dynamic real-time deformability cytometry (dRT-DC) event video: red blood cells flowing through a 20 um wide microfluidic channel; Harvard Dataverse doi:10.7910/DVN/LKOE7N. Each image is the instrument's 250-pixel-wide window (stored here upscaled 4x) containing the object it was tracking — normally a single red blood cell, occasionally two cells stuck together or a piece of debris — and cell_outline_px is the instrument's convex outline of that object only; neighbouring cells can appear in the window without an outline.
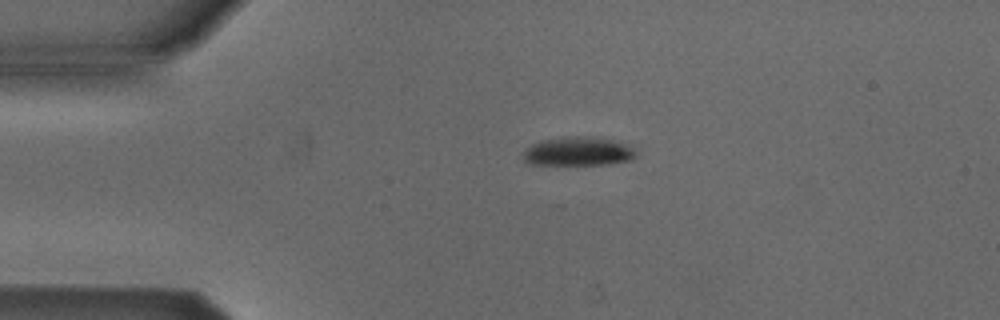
{"species": "Egyptian fruit bat (a non-hibernating species)", "species_latin": "Rousettus aegyptiacus", "temperature_condition": "cold", "stored_images_in_passage": 42, "camera_frame_rate_fps": 3000, "um_per_image_px": 0.085, "animal": {"sex": "male"}, "frame": {"image": 1, "passage_image": 1, "time_ms": 0.0, "image_size_px": [1000, 320], "cell_outline_px": [[636, 156], [632, 160], [608, 164], [528, 164], [524, 160], [524, 152], [532, 144], [540, 140], [564, 136], [600, 136], [628, 144], [636, 148]], "centroid_in_image_um": [49.21, 12.84], "position_along_channel_um": 35.8, "area_um2": 19.31}}
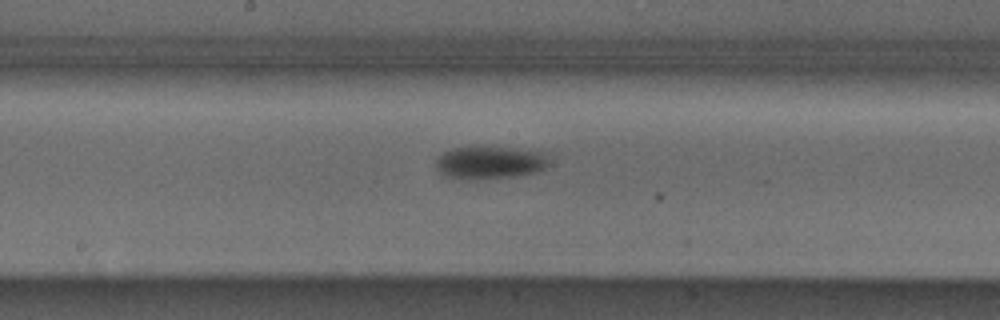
{"frame": {"image": 2, "passage_image": 17, "time_ms": 5.333, "image_size_px": [1000, 320], "cell_outline_px": [[548, 164], [544, 168], [536, 172], [516, 176], [472, 180], [444, 176], [436, 168], [436, 160], [444, 152], [452, 148], [512, 148], [544, 152], [548, 156]], "centroid_in_image_um": [41.64, 13.84], "position_along_channel_um": 206.6, "area_um2": 21.33}}
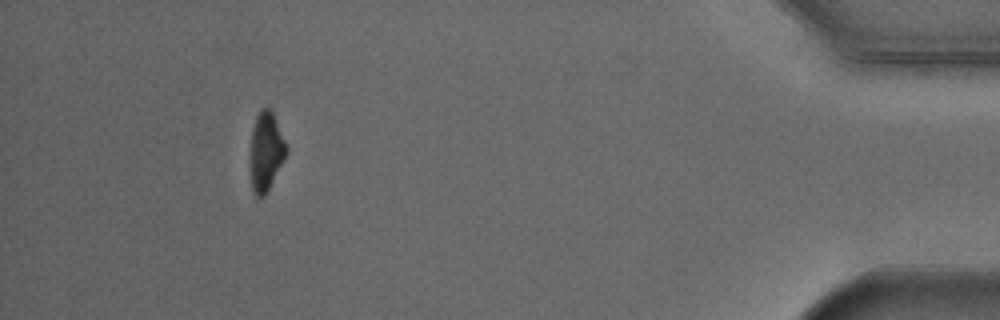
{"frame": {"image": 3, "passage_image": 38, "time_ms": 12.333, "image_size_px": [1000, 320], "cell_outline_px": [[288, 152], [268, 192], [264, 196], [256, 196], [252, 188], [252, 128], [256, 116], [260, 108], [268, 104], [272, 108], [288, 148]], "centroid_in_image_um": [22.66, 12.79], "position_along_channel_um": 412.5, "area_um2": 16.59}, "authors_computed_cell_mechanics": {"area_um2": 20.7791, "velocity_mm_per_s": 3.8888, "shape_relaxation_time_tau1_ms": 1.6347, "shape_relaxation_time_tau2_ms": null, "deformation_change_tau1": 0.0909, "deformation_change_tau2": null}}